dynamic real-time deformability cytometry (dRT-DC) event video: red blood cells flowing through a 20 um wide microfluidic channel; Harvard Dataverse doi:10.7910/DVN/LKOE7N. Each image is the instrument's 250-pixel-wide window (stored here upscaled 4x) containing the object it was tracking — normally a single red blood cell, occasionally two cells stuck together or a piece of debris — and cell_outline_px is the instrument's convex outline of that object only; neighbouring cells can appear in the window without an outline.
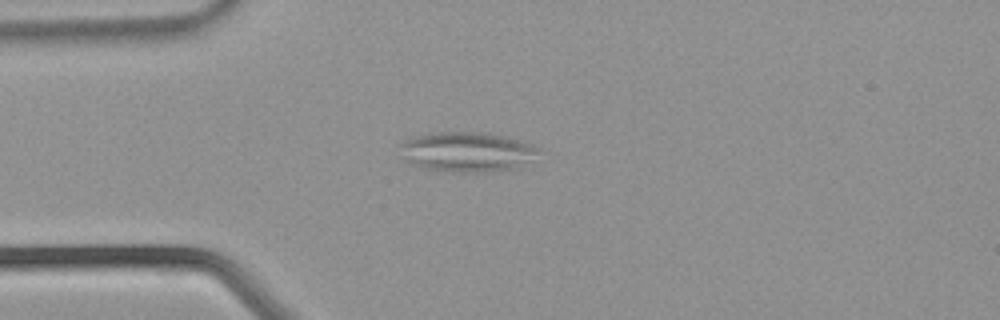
{"species": "common noctule bat (a hibernating species)", "species_latin": "Nyctalus noctula", "temperature_condition": "warm", "stored_images_in_passage": 34, "segment_of_instrument_passage": [1, 2], "camera_frame_rate_fps": 3000, "um_per_image_px": 0.085, "animal": {"sex": "male", "body_mass_g": 21.5, "forearm_length_mm": 52.0}, "frame": {"image": 1, "passage_image": 6, "time_ms": 1.667, "image_size_px": [1000, 320], "cell_outline_px": [[544, 148], [520, 168], [476, 172], [460, 172], [424, 168], [412, 164], [404, 156], [400, 144], [404, 140], [412, 136], [436, 132], [488, 132], [524, 140]], "centroid_in_image_um": [39.79, 12.88], "position_along_channel_um": 45.2, "area_um2": 32.43}}